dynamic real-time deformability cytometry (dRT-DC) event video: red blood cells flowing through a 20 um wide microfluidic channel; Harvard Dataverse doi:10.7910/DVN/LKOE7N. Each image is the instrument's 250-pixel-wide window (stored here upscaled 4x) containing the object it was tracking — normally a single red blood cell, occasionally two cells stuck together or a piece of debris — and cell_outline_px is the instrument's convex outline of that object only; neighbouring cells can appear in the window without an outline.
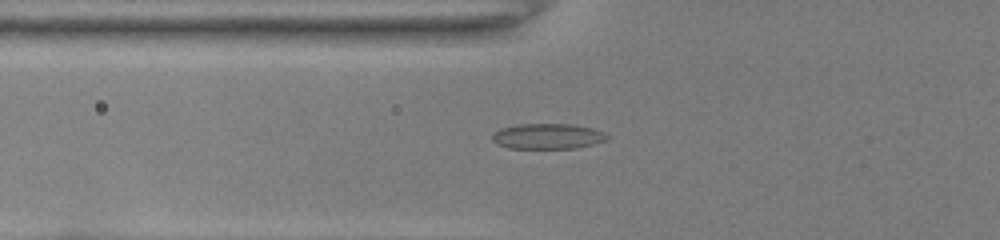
{"species": "common noctule bat (a hibernating species)", "species_latin": "Nyctalus noctula", "temperature_condition": "room temperature", "stored_images_in_passage": 38, "camera_frame_rate_fps": 3000, "um_per_image_px": 0.085, "animal": {"sex": "female", "body_mass_g": 22.0, "forearm_length_mm": 56.7}, "frame": {"image": 1, "passage_image": 7, "time_ms": 2.0, "image_size_px": [1000, 240], "cell_outline_px": [[612, 136], [608, 140], [576, 148], [508, 148], [496, 144], [492, 140], [492, 132], [500, 128], [520, 124], [572, 124], [592, 128], [604, 132]], "centroid_in_image_um": [46.56, 11.58], "position_along_channel_um": 79.2, "area_um2": 17.22}}
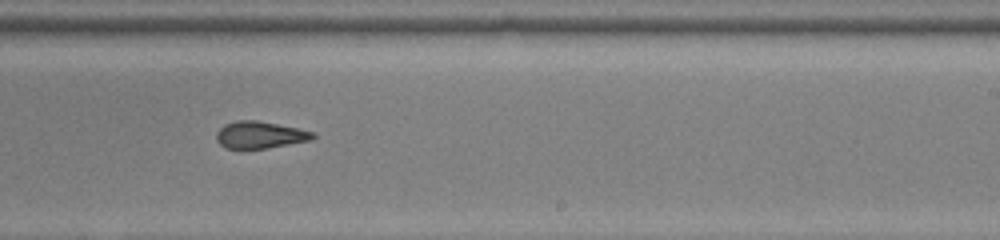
{"frame": {"image": 2, "passage_image": 21, "time_ms": 6.667, "image_size_px": [1000, 240], "cell_outline_px": [[316, 136], [312, 140], [264, 148], [224, 148], [216, 140], [216, 132], [224, 124], [236, 120], [256, 120], [296, 128], [312, 132]], "centroid_in_image_um": [22.04, 11.46], "position_along_channel_um": 267.0, "area_um2": 14.97}}
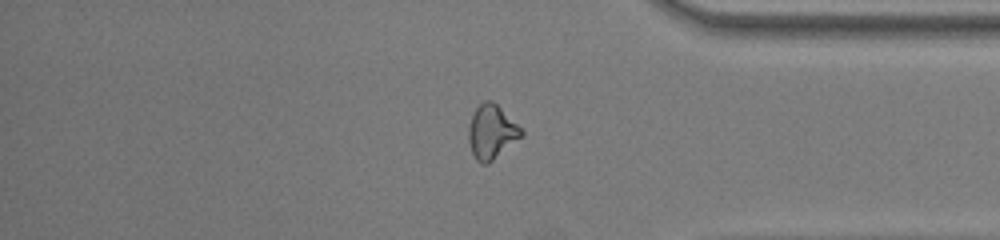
{"frame": {"image": 3, "passage_image": 31, "time_ms": 10.0, "image_size_px": [1000, 240], "cell_outline_px": [[524, 136], [488, 164], [484, 164], [476, 160], [472, 152], [468, 140], [468, 128], [472, 112], [484, 100], [492, 100], [524, 132]], "centroid_in_image_um": [41.77, 11.23], "position_along_channel_um": 393.4, "area_um2": 16.59}, "authors_computed_cell_mechanics": {"area_um2": 15.9528, "velocity_mm_per_s": 4.0322, "shape_relaxation_time_tau1_ms": null, "shape_relaxation_time_tau2_ms": 1.6057, "deformation_change_tau1": null, "deformation_change_tau2": 0.0681}}